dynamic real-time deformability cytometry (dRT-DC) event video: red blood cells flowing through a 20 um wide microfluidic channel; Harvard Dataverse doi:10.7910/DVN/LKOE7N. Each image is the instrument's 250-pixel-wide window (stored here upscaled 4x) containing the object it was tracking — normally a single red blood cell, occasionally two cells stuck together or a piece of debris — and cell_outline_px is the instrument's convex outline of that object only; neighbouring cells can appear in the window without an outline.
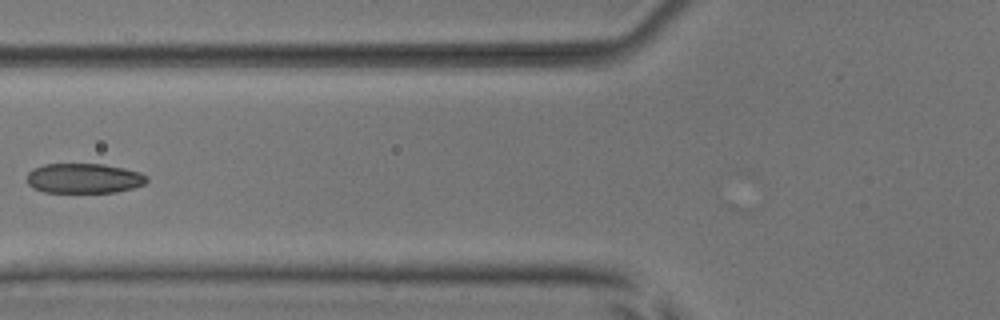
{"species": "common noctule bat (a hibernating species)", "species_latin": "Nyctalus noctula", "temperature_condition": "room temperature", "stored_images_in_passage": 7, "camera_frame_rate_fps": 3000, "um_per_image_px": 0.085, "animal": {"sex": "male", "body_mass_g": 17.9, "forearm_length_mm": 54.2}, "frame": {"image": 1, "passage_image": 6, "time_ms": 6.667, "image_size_px": [1000, 320], "cell_outline_px": [[148, 180], [144, 184], [132, 188], [116, 192], [44, 192], [32, 188], [28, 184], [28, 172], [32, 168], [44, 164], [104, 164], [124, 168], [140, 172], [148, 176]], "centroid_in_image_um": [7.13, 15.15], "position_along_channel_um": 118.7, "area_um2": 20.98}}
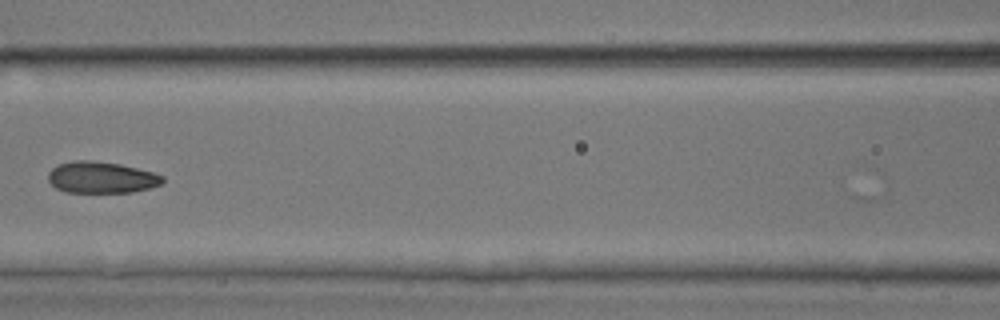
{"frame": {"image": 2, "passage_image": 7, "time_ms": 7.667, "image_size_px": [1000, 320], "cell_outline_px": [[164, 180], [160, 184], [148, 188], [132, 192], [64, 192], [56, 188], [48, 180], [48, 172], [56, 164], [72, 160], [92, 160], [120, 164], [152, 172], [164, 176]], "centroid_in_image_um": [8.57, 15.07], "position_along_channel_um": 158.0, "area_um2": 21.04}}